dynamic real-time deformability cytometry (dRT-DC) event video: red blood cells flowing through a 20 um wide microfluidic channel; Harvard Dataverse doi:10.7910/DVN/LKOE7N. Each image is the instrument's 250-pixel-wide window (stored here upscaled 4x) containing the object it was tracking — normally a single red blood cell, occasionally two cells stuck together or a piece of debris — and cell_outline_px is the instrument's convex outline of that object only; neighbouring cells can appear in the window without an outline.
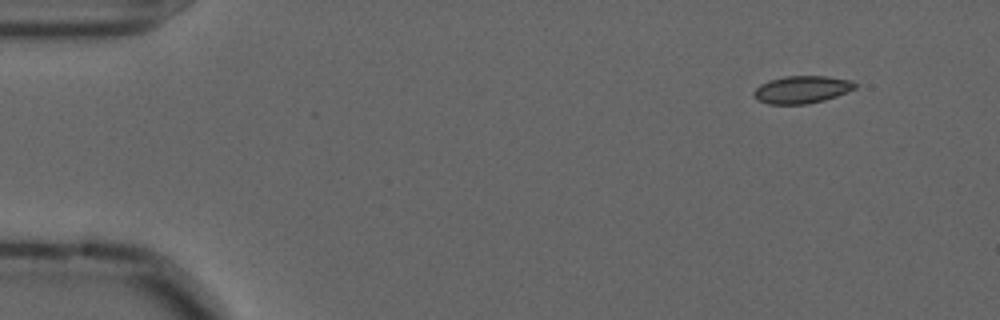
{"species": "common noctule bat (a hibernating species)", "species_latin": "Nyctalus noctula", "temperature_condition": "cold", "stored_images_in_passage": 52, "camera_frame_rate_fps": 3000, "um_per_image_px": 0.085, "animal": {"sex": "male", "forearm_length_mm": 52.5}, "frame": {"image": 1, "passage_image": 1, "time_ms": 0.0, "image_size_px": [1000, 320], "cell_outline_px": [[856, 88], [836, 96], [824, 100], [808, 104], [768, 104], [756, 100], [752, 96], [752, 92], [760, 84], [768, 80], [784, 76], [828, 76], [852, 80], [856, 84]], "centroid_in_image_um": [68.11, 7.61], "position_along_channel_um": 16.9, "area_um2": 16.42}}
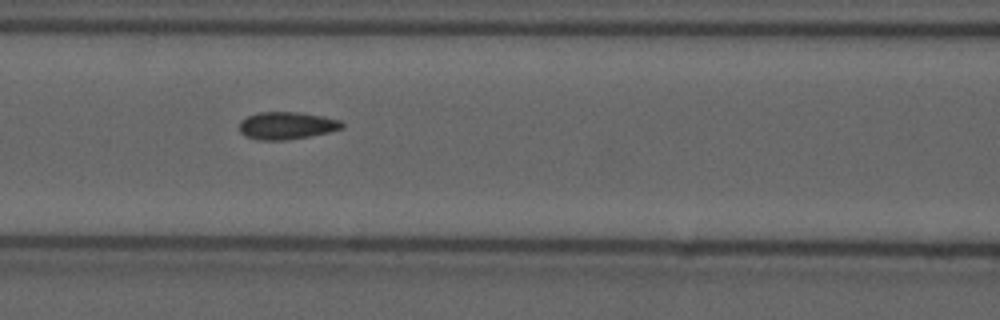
{"frame": {"image": 2, "passage_image": 20, "time_ms": 6.333, "image_size_px": [1000, 320], "cell_outline_px": [[344, 128], [328, 132], [288, 140], [260, 140], [244, 136], [240, 132], [240, 120], [248, 116], [260, 112], [300, 112], [324, 116], [340, 120], [344, 124]], "centroid_in_image_um": [24.37, 10.67], "position_along_channel_um": 142.2, "area_um2": 16.47}}
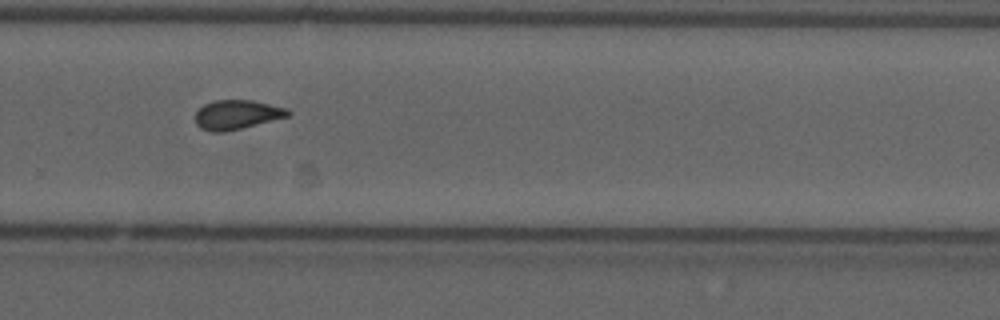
{"frame": {"image": 3, "passage_image": 34, "time_ms": 11.0, "image_size_px": [1000, 320], "cell_outline_px": [[292, 112], [288, 116], [224, 132], [212, 132], [200, 128], [196, 124], [196, 112], [204, 104], [212, 100], [252, 100], [288, 108]], "centroid_in_image_um": [20.12, 9.73], "position_along_channel_um": 309.7, "area_um2": 15.72}, "authors_computed_cell_mechanics": {"area_um2": 15.8661, "velocity_mm_per_s": 3.5976, "shape_relaxation_time_tau1_ms": null, "shape_relaxation_time_tau2_ms": 1.4101, "deformation_change_tau1": null, "deformation_change_tau2": 0.0497}}